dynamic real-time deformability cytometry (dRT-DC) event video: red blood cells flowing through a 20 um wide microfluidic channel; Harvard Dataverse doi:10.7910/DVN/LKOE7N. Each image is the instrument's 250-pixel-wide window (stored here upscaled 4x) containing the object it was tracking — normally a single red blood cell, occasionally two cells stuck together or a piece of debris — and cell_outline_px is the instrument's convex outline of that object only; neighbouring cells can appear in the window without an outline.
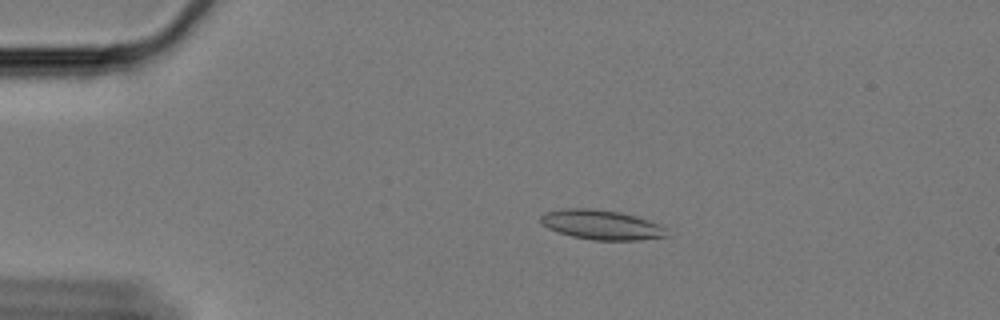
{"species": "Egyptian fruit bat (a non-hibernating species)", "species_latin": "Rousettus aegyptiacus", "temperature_condition": "cold", "stored_images_in_passage": 60, "camera_frame_rate_fps": 3000, "um_per_image_px": 0.085, "animal": {"sex": "female"}, "frame": {"image": 1, "passage_image": 12, "time_ms": 3.667, "image_size_px": [1000, 320], "cell_outline_px": [[672, 236], [640, 240], [592, 240], [572, 236], [548, 228], [540, 220], [540, 216], [544, 212], [564, 208], [592, 208], [620, 212], [648, 220], [660, 224], [668, 228]], "centroid_in_image_um": [51.2, 19.11], "position_along_channel_um": 33.8, "area_um2": 22.02}}
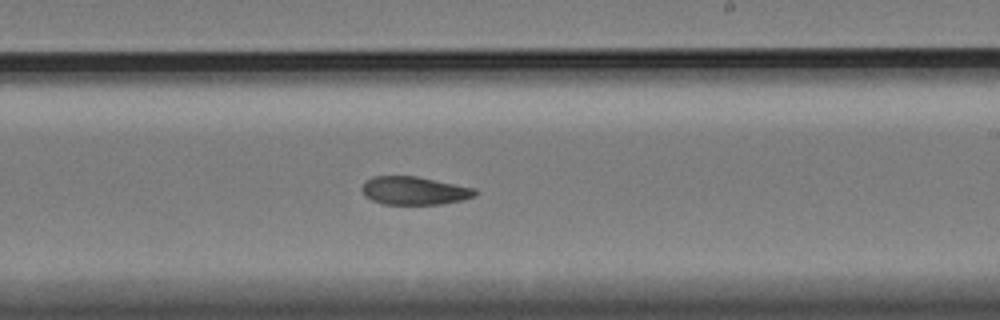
{"frame": {"image": 2, "passage_image": 36, "time_ms": 11.667, "image_size_px": [1000, 320], "cell_outline_px": [[476, 196], [464, 200], [444, 204], [384, 204], [372, 200], [364, 196], [360, 188], [364, 180], [376, 176], [416, 176], [476, 188]], "centroid_in_image_um": [35.21, 16.21], "position_along_channel_um": 253.8, "area_um2": 18.79}}
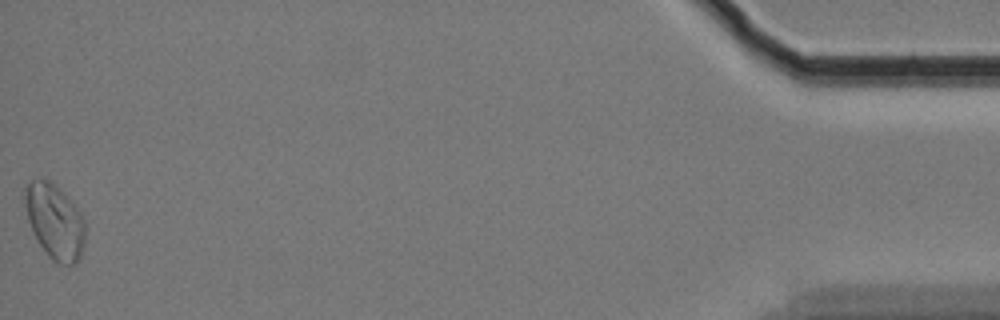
{"frame": {"image": 3, "passage_image": 60, "time_ms": 19.667, "image_size_px": [1000, 320], "cell_outline_px": [[84, 244], [80, 256], [76, 264], [60, 264], [52, 260], [48, 256], [40, 244], [28, 220], [24, 196], [24, 188], [32, 180], [48, 180], [80, 212], [84, 220]], "centroid_in_image_um": [4.65, 18.87], "position_along_channel_um": 430.5, "area_um2": 25.43}, "authors_computed_cell_mechanics": {"area_um2": 20.7502, "velocity_mm_per_s": 3.3268, "shape_relaxation_time_tau1_ms": null, "shape_relaxation_time_tau2_ms": 4.3594, "deformation_change_tau1": null, "deformation_change_tau2": 0.0916}}